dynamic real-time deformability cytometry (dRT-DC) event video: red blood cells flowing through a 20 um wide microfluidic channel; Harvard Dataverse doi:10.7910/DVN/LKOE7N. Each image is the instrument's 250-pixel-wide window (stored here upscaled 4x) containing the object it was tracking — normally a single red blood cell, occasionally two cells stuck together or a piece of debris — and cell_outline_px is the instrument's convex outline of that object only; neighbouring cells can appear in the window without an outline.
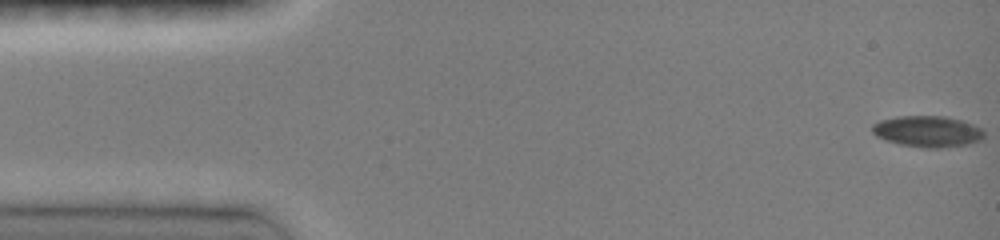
{"species": "common noctule bat (a hibernating species)", "species_latin": "Nyctalus noctula", "temperature_condition": "room temperature", "stored_images_in_passage": 8, "camera_frame_rate_fps": 3000, "um_per_image_px": 0.085, "animal": {"sex": "female", "body_mass_g": 19.0, "forearm_length_mm": 51.5}, "frame": {"image": 1, "passage_image": 1, "time_ms": 0.0, "image_size_px": [1000, 240], "cell_outline_px": [[984, 140], [968, 144], [936, 148], [924, 148], [900, 144], [884, 140], [876, 136], [872, 132], [872, 124], [880, 120], [896, 116], [944, 116], [960, 120], [972, 124], [980, 128], [984, 132]], "centroid_in_image_um": [78.83, 11.17], "position_along_channel_um": 6.2, "area_um2": 20.4}}
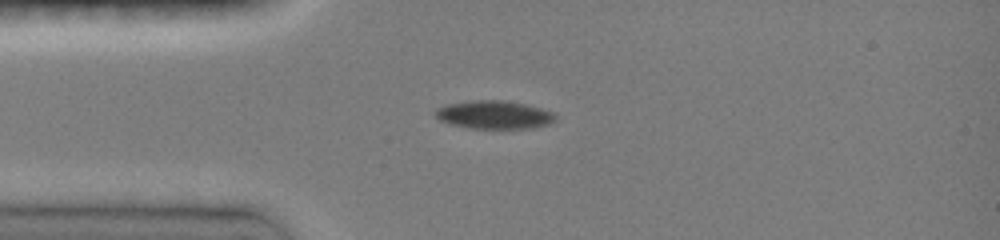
{"frame": {"image": 2, "passage_image": 7, "time_ms": 3.667, "image_size_px": [1000, 240], "cell_outline_px": [[556, 120], [548, 124], [536, 128], [468, 128], [448, 124], [440, 120], [432, 112], [436, 108], [448, 104], [472, 100], [504, 100], [524, 104], [540, 108], [552, 112], [556, 116]], "centroid_in_image_um": [41.97, 9.76], "position_along_channel_um": 43.0, "area_um2": 19.83}}